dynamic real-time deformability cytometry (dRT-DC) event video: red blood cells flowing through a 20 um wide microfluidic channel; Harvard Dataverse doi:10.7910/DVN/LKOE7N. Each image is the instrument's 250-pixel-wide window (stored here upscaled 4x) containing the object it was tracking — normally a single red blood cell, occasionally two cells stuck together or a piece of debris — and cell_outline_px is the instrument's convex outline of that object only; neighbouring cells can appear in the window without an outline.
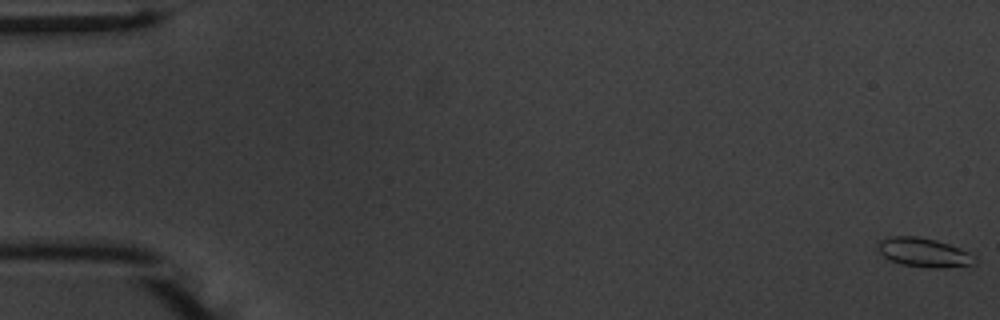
{"species": "common noctule bat (a hibernating species)", "species_latin": "Nyctalus noctula", "temperature_condition": "warm", "stored_images_in_passage": 55, "camera_frame_rate_fps": 3000, "um_per_image_px": 0.085, "animal": {"sex": "male", "body_mass_g": 20.1, "forearm_length_mm": 53.5}, "frame": {"image": 1, "passage_image": 1, "time_ms": 0.0, "image_size_px": [1000, 320], "cell_outline_px": [[976, 264], [940, 268], [928, 268], [900, 264], [884, 256], [876, 248], [876, 244], [880, 240], [888, 236], [916, 236], [936, 240], [960, 248], [968, 252], [976, 260]], "centroid_in_image_um": [78.49, 21.46], "position_along_channel_um": 6.5, "area_um2": 16.42}}
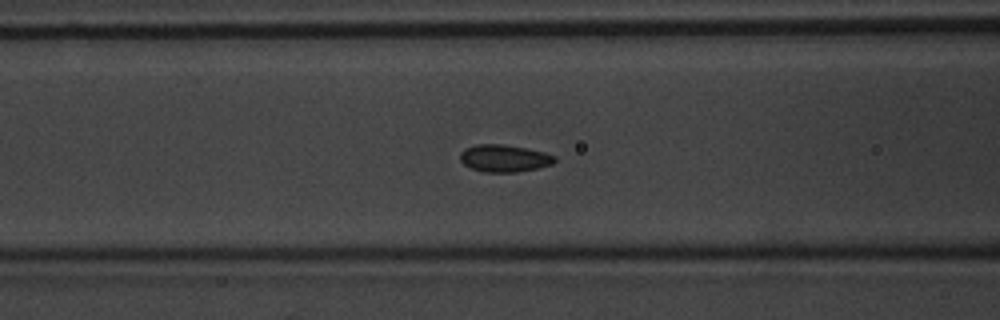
{"frame": {"image": 2, "passage_image": 23, "time_ms": 7.333, "image_size_px": [1000, 320], "cell_outline_px": [[556, 160], [552, 164], [536, 168], [516, 172], [484, 172], [472, 168], [464, 164], [460, 160], [460, 152], [464, 148], [476, 144], [504, 144], [528, 148], [544, 152], [556, 156]], "centroid_in_image_um": [42.85, 13.44], "position_along_channel_um": 123.7, "area_um2": 15.09}}
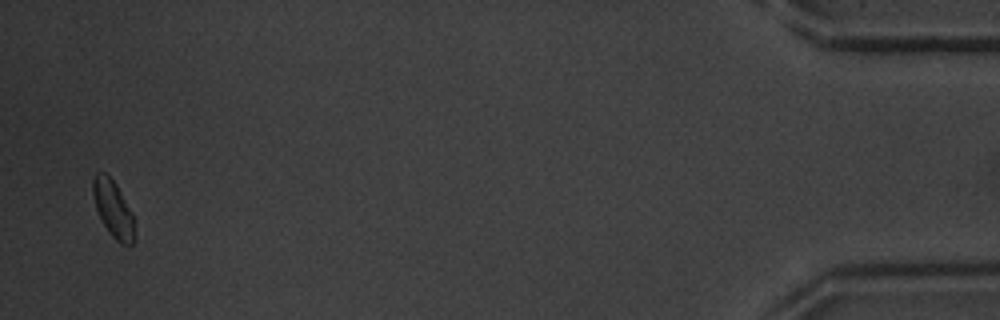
{"frame": {"image": 3, "passage_image": 54, "time_ms": 17.667, "image_size_px": [1000, 320], "cell_outline_px": [[136, 240], [132, 244], [120, 244], [108, 232], [96, 208], [92, 192], [92, 180], [96, 172], [104, 172], [116, 184], [132, 212], [136, 236]], "centroid_in_image_um": [9.64, 17.78], "position_along_channel_um": 425.6, "area_um2": 13.81}, "authors_computed_cell_mechanics": {"area_um2": 14.5656, "velocity_mm_per_s": 3.7279, "shape_relaxation_time_tau1_ms": 1.7689, "shape_relaxation_time_tau2_ms": null, "deformation_change_tau1": 0.0574, "deformation_change_tau2": null}}